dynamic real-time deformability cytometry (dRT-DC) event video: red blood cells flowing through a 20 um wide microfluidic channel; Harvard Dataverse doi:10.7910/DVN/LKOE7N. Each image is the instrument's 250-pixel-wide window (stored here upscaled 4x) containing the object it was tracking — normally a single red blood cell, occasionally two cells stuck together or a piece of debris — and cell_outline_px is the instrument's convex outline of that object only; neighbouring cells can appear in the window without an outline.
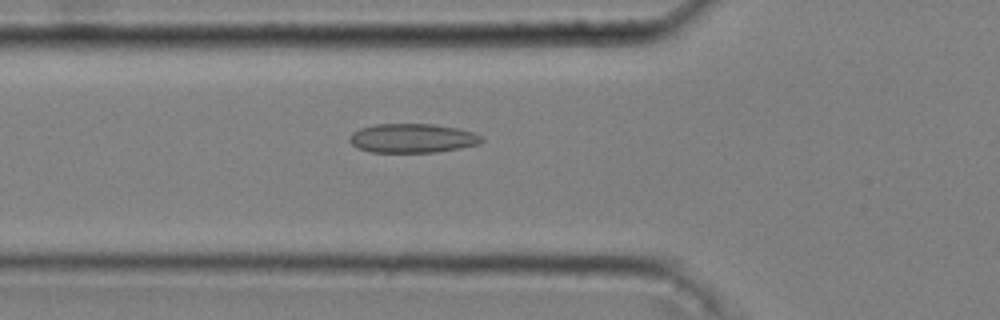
{"species": "common noctule bat (a hibernating species)", "species_latin": "Nyctalus noctula", "temperature_condition": "cold", "stored_images_in_passage": 48, "camera_frame_rate_fps": 3000, "um_per_image_px": 0.085, "animal": {"sex": "male", "body_mass_g": 20.4}, "frame": {"image": 1, "passage_image": 18, "time_ms": 5.667, "image_size_px": [1000, 320], "cell_outline_px": [[484, 140], [480, 144], [460, 148], [436, 152], [372, 152], [356, 148], [348, 140], [348, 136], [352, 132], [360, 128], [376, 124], [432, 124], [456, 128], [472, 132], [484, 136]], "centroid_in_image_um": [35.04, 11.75], "position_along_channel_um": 90.8, "area_um2": 22.54}}
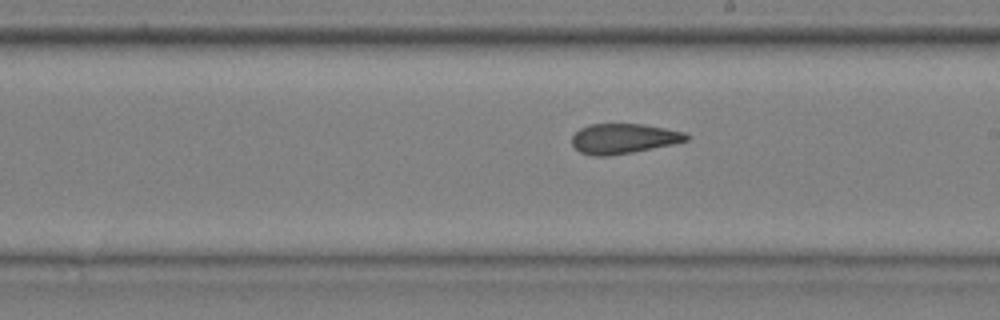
{"frame": {"image": 2, "passage_image": 30, "time_ms": 9.667, "image_size_px": [1000, 320], "cell_outline_px": [[692, 136], [688, 140], [672, 144], [632, 152], [608, 156], [592, 156], [580, 152], [572, 144], [572, 136], [580, 128], [588, 124], [644, 124], [684, 132]], "centroid_in_image_um": [53.0, 11.78], "position_along_channel_um": 236.0, "area_um2": 20.0}}
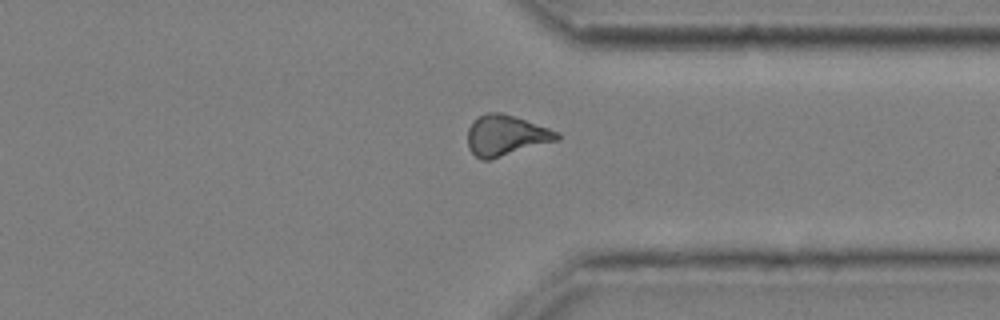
{"frame": {"image": 3, "passage_image": 41, "time_ms": 13.333, "image_size_px": [1000, 320], "cell_outline_px": [[560, 140], [488, 160], [480, 160], [468, 148], [468, 128], [480, 116], [488, 112], [504, 112], [560, 132]], "centroid_in_image_um": [43.03, 11.51], "position_along_channel_um": 368.4, "area_um2": 21.15}, "authors_computed_cell_mechanics": {"area_um2": 20.808, "velocity_mm_per_s": 3.6267, "shape_relaxation_time_tau1_ms": null, "shape_relaxation_time_tau2_ms": 3.5162, "deformation_change_tau1": null, "deformation_change_tau2": 0.1001}}